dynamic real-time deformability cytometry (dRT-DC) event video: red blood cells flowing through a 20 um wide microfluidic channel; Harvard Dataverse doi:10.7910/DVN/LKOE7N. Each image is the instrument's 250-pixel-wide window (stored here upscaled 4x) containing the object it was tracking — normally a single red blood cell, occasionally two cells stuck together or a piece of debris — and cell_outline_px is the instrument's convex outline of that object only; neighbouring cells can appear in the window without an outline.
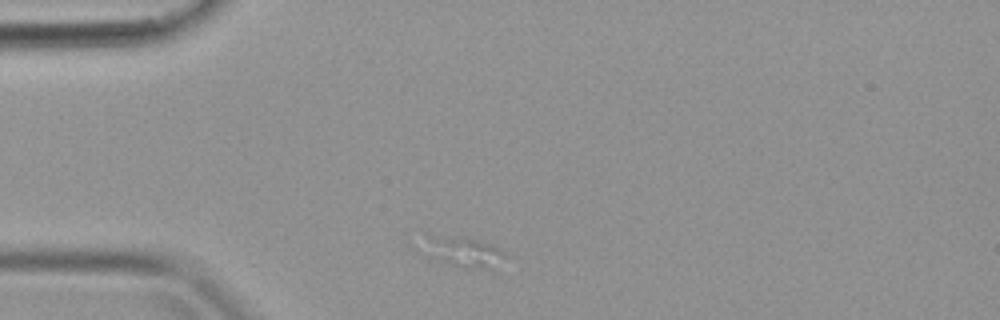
{"species": "common noctule bat (a hibernating species)", "species_latin": "Nyctalus noctula", "temperature_condition": "warm", "stored_images_in_passage": 3, "camera_frame_rate_fps": 3000, "um_per_image_px": 0.085, "animal": {"sex": "female", "body_mass_g": 19.9}, "frame": {"image": 1, "passage_image": 1, "time_ms": 0.0, "image_size_px": [1000, 320], "cell_outline_px": [[504, 256], [476, 268], [464, 268], [452, 264], [428, 240], [428, 236], [464, 236], [492, 244], [500, 248], [504, 252]], "centroid_in_image_um": [39.62, 21.31], "position_along_channel_um": 45.4, "area_um2": 11.62}}